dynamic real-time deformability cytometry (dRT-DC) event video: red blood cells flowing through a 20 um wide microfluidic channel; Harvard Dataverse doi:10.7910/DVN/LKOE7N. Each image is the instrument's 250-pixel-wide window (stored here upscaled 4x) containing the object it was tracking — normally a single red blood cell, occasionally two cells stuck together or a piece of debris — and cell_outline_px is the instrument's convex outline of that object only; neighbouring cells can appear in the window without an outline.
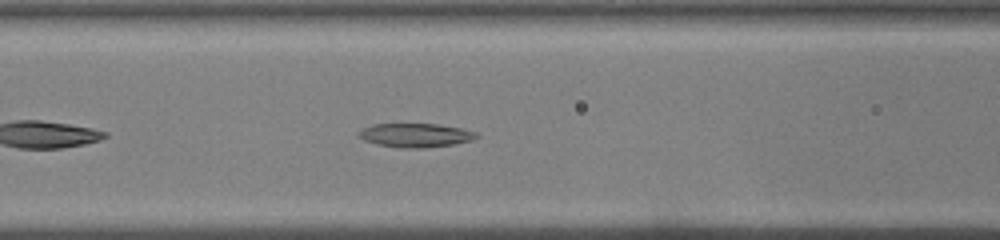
{"species": "common noctule bat (a hibernating species)", "species_latin": "Nyctalus noctula", "temperature_condition": "warm", "stored_images_in_passage": 26, "camera_frame_rate_fps": 3000, "um_per_image_px": 0.085, "animal": {"sex": "male", "body_mass_g": 19.0, "forearm_length_mm": 50.8}, "frame": {"image": 1, "passage_image": 6, "time_ms": 1.667, "image_size_px": [1000, 240], "cell_outline_px": [[480, 136], [472, 140], [452, 144], [424, 148], [400, 148], [376, 144], [364, 140], [356, 136], [356, 132], [372, 124], [436, 124], [460, 128], [476, 132]], "centroid_in_image_um": [35.27, 11.5], "position_along_channel_um": 131.3, "area_um2": 16.42}}
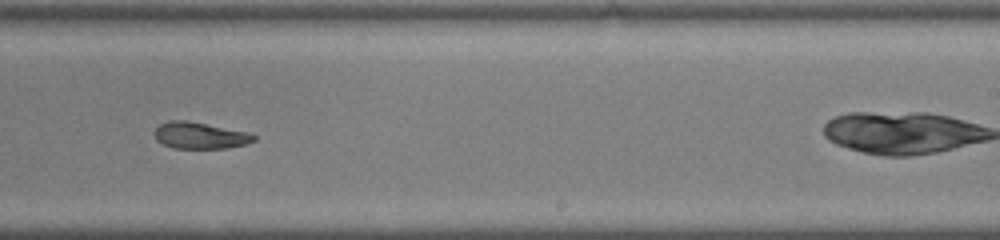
{"frame": {"image": 2, "passage_image": 15, "time_ms": 4.667, "image_size_px": [1000, 240], "cell_outline_px": [[256, 140], [244, 144], [228, 148], [172, 148], [156, 140], [156, 128], [160, 124], [168, 120], [188, 120], [248, 132], [256, 136]], "centroid_in_image_um": [17.0, 11.51], "position_along_channel_um": 272.0, "area_um2": 15.32}}
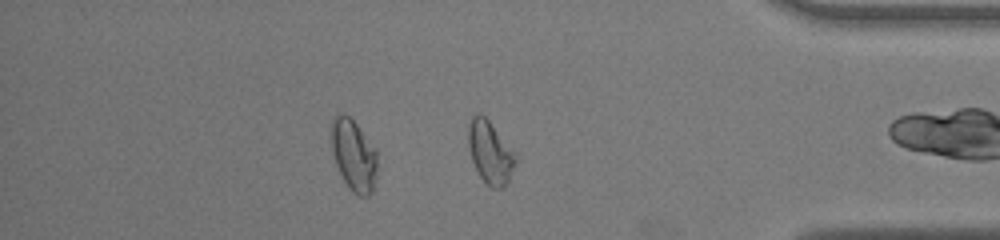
{"frame": {"image": 3, "passage_image": 24, "time_ms": 7.667, "image_size_px": [1000, 240], "cell_outline_px": [[516, 164], [504, 188], [492, 188], [480, 176], [472, 160], [468, 148], [468, 124], [472, 116], [476, 112], [480, 112], [488, 120], [516, 152]], "centroid_in_image_um": [41.66, 12.92], "position_along_channel_um": 393.5, "area_um2": 17.28}}